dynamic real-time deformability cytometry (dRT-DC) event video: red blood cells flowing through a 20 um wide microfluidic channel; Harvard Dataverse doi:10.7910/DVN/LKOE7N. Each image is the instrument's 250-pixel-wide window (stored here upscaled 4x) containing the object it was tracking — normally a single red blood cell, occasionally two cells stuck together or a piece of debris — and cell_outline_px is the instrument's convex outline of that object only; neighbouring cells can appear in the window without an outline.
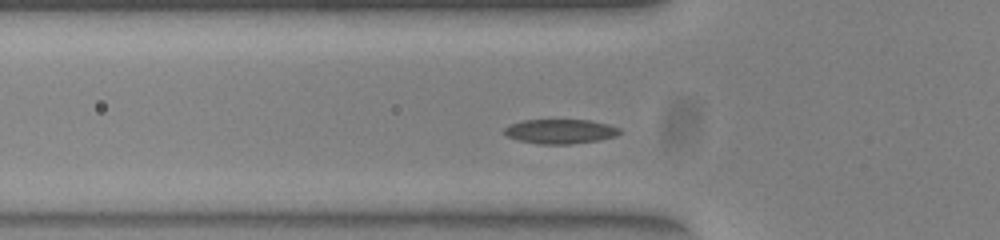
{"species": "common noctule bat (a hibernating species)", "species_latin": "Nyctalus noctula", "temperature_condition": "warm", "stored_images_in_passage": 30, "camera_frame_rate_fps": 3000, "um_per_image_px": 0.085, "animal": {"sex": "female", "body_mass_g": 23.0, "forearm_length_mm": 53.4}, "frame": {"image": 1, "passage_image": 3, "time_ms": 0.667, "image_size_px": [1000, 240], "cell_outline_px": [[620, 132], [616, 136], [596, 140], [572, 144], [540, 144], [520, 140], [508, 136], [504, 132], [504, 128], [508, 124], [524, 120], [588, 120], [608, 124], [620, 128]], "centroid_in_image_um": [47.61, 11.16], "position_along_channel_um": 78.2, "area_um2": 16.3}}
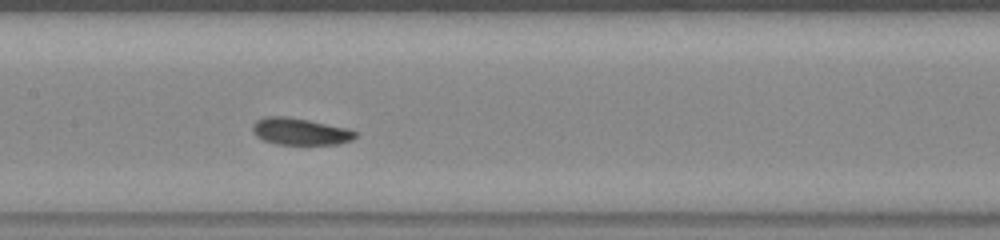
{"frame": {"image": 2, "passage_image": 11, "time_ms": 3.333, "image_size_px": [1000, 240], "cell_outline_px": [[356, 136], [352, 140], [340, 144], [276, 144], [264, 140], [256, 136], [252, 132], [252, 124], [256, 120], [268, 116], [284, 116], [308, 120], [348, 128], [356, 132]], "centroid_in_image_um": [25.5, 11.18], "position_along_channel_um": 181.9, "area_um2": 16.07}}
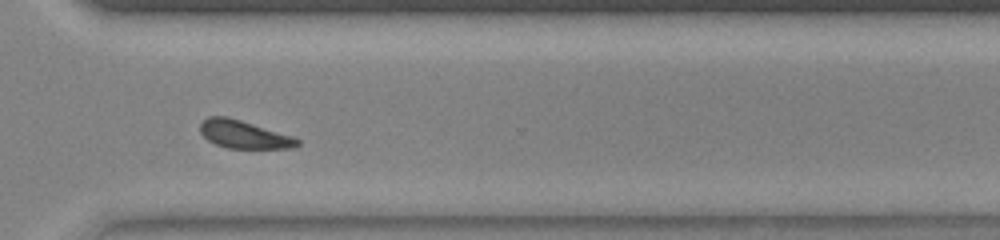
{"frame": {"image": 3, "passage_image": 24, "time_ms": 7.667, "image_size_px": [1000, 240], "cell_outline_px": [[300, 144], [292, 148], [228, 148], [216, 144], [208, 140], [200, 132], [200, 124], [208, 116], [228, 116], [292, 136], [300, 140]], "centroid_in_image_um": [20.72, 11.42], "position_along_channel_um": 349.9, "area_um2": 15.66}, "authors_computed_cell_mechanics": {"area_um2": 16.1551, "velocity_mm_per_s": 3.8735, "shape_relaxation_time_tau1_ms": null, "shape_relaxation_time_tau2_ms": 2.7361, "deformation_change_tau1": null, "deformation_change_tau2": 0.0751}}